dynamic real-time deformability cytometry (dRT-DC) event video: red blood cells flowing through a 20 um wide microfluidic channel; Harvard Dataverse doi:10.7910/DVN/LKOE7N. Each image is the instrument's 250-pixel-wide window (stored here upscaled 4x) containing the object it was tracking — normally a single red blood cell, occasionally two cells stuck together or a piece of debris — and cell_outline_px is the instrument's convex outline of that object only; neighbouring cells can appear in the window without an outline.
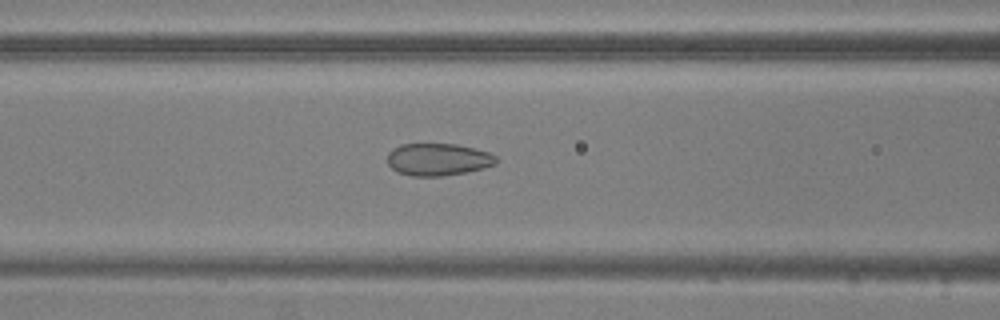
{"species": "common noctule bat (a hibernating species)", "species_latin": "Nyctalus noctula", "temperature_condition": "warm", "stored_images_in_passage": 39, "camera_frame_rate_fps": 3000, "um_per_image_px": 0.085, "animal": {"sex": "male", "body_mass_g": 20.5, "forearm_length_mm": 52.5}, "frame": {"image": 1, "passage_image": 7, "time_ms": 2.0, "image_size_px": [1000, 320], "cell_outline_px": [[500, 160], [496, 164], [464, 172], [440, 176], [412, 176], [396, 172], [388, 164], [388, 152], [392, 148], [400, 144], [456, 144], [488, 152], [496, 156]], "centroid_in_image_um": [37.2, 13.55], "position_along_channel_um": 129.4, "area_um2": 20.4}}
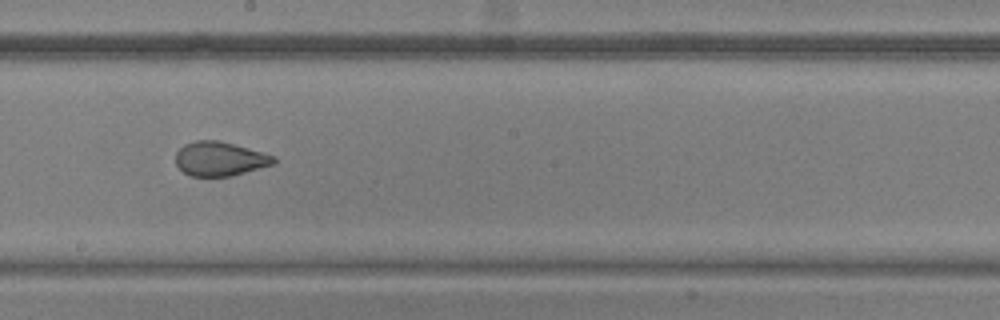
{"frame": {"image": 2, "passage_image": 15, "time_ms": 4.667, "image_size_px": [1000, 320], "cell_outline_px": [[276, 164], [232, 176], [188, 176], [176, 164], [176, 152], [184, 144], [196, 140], [220, 140], [276, 156]], "centroid_in_image_um": [18.71, 13.5], "position_along_channel_um": 229.5, "area_um2": 19.71}}
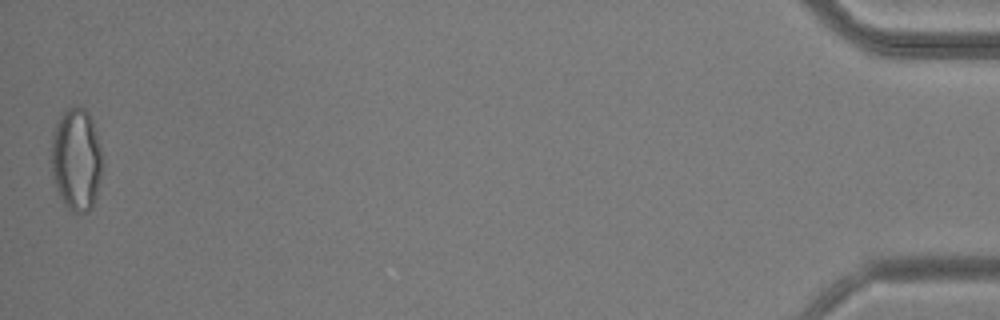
{"frame": {"image": 3, "passage_image": 39, "time_ms": 12.667, "image_size_px": [1000, 320], "cell_outline_px": [[100, 176], [96, 196], [92, 208], [88, 212], [72, 212], [64, 204], [56, 188], [52, 176], [48, 160], [52, 136], [56, 120], [68, 108], [84, 108], [88, 112], [92, 120], [96, 132], [100, 148]], "centroid_in_image_um": [6.42, 13.57], "position_along_channel_um": 428.8, "area_um2": 30.69}, "authors_computed_cell_mechanics": {"area_um2": 21.097, "velocity_mm_per_s": 3.7567, "shape_relaxation_time_tau1_ms": null, "shape_relaxation_time_tau2_ms": 1.0767, "deformation_change_tau1": null, "deformation_change_tau2": 0.0653}}